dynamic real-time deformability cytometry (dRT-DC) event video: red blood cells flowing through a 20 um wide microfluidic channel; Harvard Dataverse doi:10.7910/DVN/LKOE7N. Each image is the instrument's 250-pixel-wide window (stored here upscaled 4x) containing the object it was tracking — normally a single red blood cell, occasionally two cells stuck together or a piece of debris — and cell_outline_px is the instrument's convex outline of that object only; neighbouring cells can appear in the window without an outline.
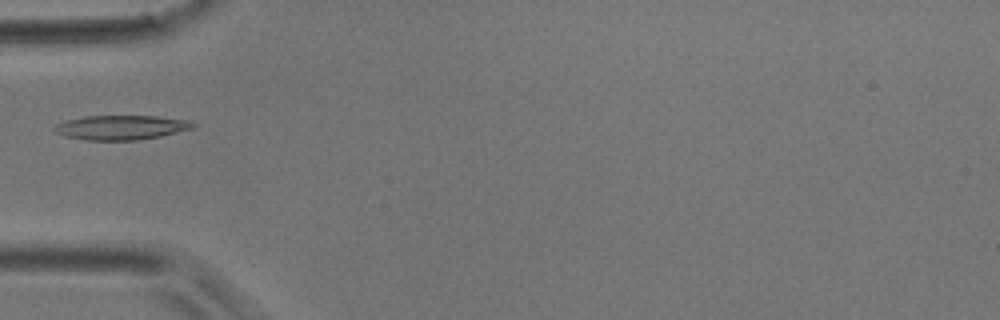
{"species": "common noctule bat (a hibernating species)", "species_latin": "Nyctalus noctula", "temperature_condition": "room temperature", "stored_images_in_passage": 5, "camera_frame_rate_fps": 3000, "um_per_image_px": 0.085, "animal": {"sex": "male", "body_mass_g": 17.9}, "frame": {"image": 1, "passage_image": 5, "time_ms": 1.333, "image_size_px": [1000, 320], "cell_outline_px": [[196, 124], [192, 128], [160, 136], [136, 140], [84, 140], [68, 136], [56, 132], [52, 128], [56, 124], [64, 120], [84, 116], [156, 116], [192, 120]], "centroid_in_image_um": [10.29, 10.82], "position_along_channel_um": 74.7, "area_um2": 19.71}}